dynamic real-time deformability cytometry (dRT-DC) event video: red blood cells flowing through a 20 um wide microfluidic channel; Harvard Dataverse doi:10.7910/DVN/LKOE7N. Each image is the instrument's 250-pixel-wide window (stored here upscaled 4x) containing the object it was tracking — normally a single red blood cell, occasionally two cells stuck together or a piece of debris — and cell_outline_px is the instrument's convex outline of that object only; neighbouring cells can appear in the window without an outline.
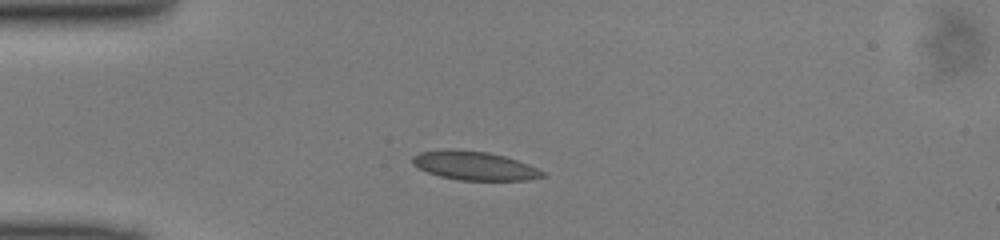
{"species": "common noctule bat (a hibernating species)", "species_latin": "Nyctalus noctula", "temperature_condition": "cold", "stored_images_in_passage": 46, "camera_frame_rate_fps": 3000, "um_per_image_px": 0.085, "animal": {"sex": "male", "body_mass_g": 13.0, "forearm_length_mm": 53.1}, "frame": {"image": 1, "passage_image": 9, "time_ms": 2.667, "image_size_px": [1000, 240], "cell_outline_px": [[544, 176], [528, 180], [460, 180], [440, 176], [428, 172], [412, 164], [412, 156], [420, 152], [488, 152], [504, 156], [528, 164], [544, 172]], "centroid_in_image_um": [40.38, 14.13], "position_along_channel_um": 44.6, "area_um2": 20.69}}
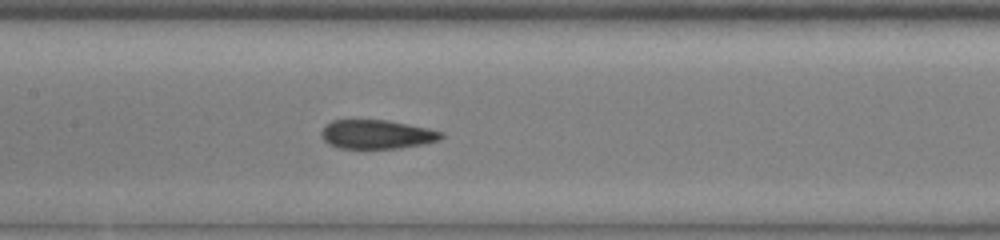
{"frame": {"image": 2, "passage_image": 20, "time_ms": 6.333, "image_size_px": [1000, 240], "cell_outline_px": [[444, 136], [440, 140], [424, 144], [396, 148], [340, 148], [328, 144], [324, 140], [320, 132], [324, 124], [332, 120], [388, 120], [428, 128], [444, 132]], "centroid_in_image_um": [32.02, 11.41], "position_along_channel_um": 175.4, "area_um2": 20.35}}
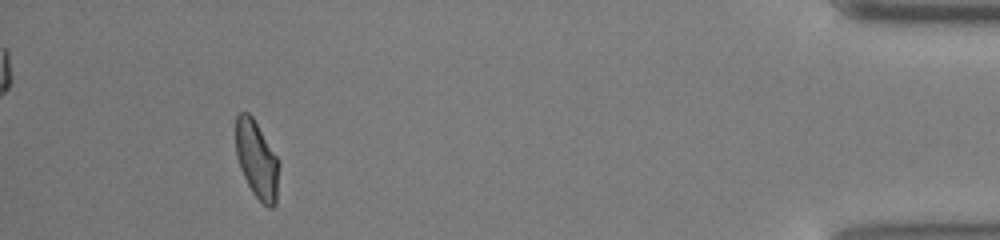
{"frame": {"image": 3, "passage_image": 42, "time_ms": 13.667, "image_size_px": [1000, 240], "cell_outline_px": [[280, 164], [276, 204], [272, 208], [268, 208], [252, 192], [240, 168], [236, 156], [236, 116], [240, 112], [248, 112], [252, 116], [276, 156]], "centroid_in_image_um": [21.83, 13.59], "position_along_channel_um": 413.4, "area_um2": 19.42}}